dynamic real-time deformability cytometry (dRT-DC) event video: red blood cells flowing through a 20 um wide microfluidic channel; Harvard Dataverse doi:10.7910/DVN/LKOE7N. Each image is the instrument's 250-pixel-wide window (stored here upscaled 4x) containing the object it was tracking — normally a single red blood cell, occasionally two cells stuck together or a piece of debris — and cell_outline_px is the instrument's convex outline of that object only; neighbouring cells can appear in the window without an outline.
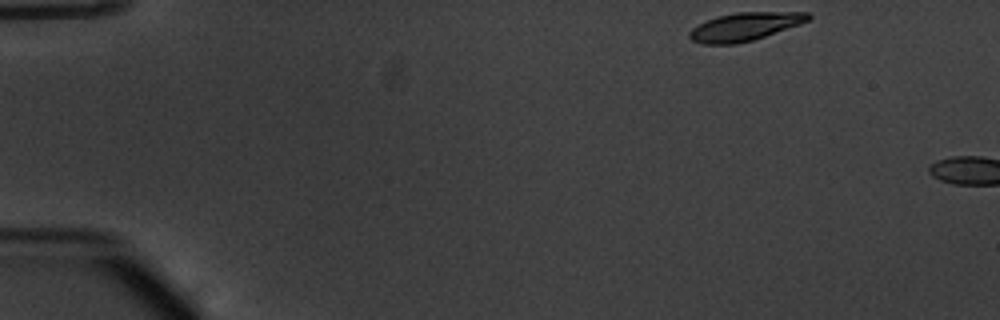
{"species": "common noctule bat (a hibernating species)", "species_latin": "Nyctalus noctula", "temperature_condition": "warm", "stored_images_in_passage": 4, "camera_frame_rate_fps": 3000, "um_per_image_px": 0.085, "animal": {"sex": "male", "body_mass_g": 20.1, "forearm_length_mm": 53.5}, "frame": {"image": 1, "passage_image": 1, "time_ms": 0.0, "image_size_px": [1000, 320], "cell_outline_px": [[812, 16], [808, 20], [800, 24], [752, 40], [736, 44], [704, 44], [692, 40], [688, 36], [688, 32], [692, 28], [716, 16], [736, 12], [808, 12]], "centroid_in_image_um": [63.29, 2.26], "position_along_channel_um": 21.7, "area_um2": 19.31}}